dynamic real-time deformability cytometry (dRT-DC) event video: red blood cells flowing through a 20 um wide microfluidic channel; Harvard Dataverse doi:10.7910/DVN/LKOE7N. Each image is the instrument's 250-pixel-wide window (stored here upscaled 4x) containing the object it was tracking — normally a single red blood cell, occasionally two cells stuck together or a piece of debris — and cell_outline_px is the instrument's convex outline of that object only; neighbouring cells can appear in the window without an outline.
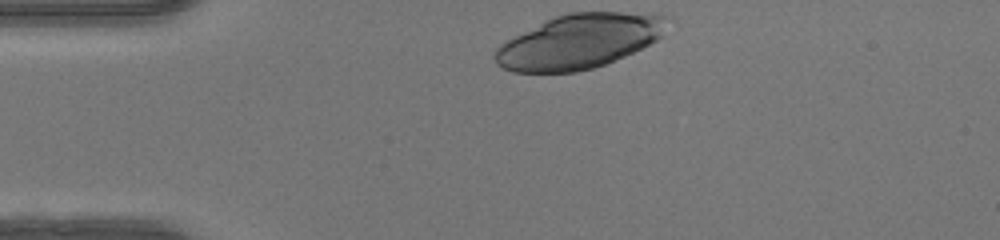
{"species": "human", "species_latin": "Homo sapiens", "temperature_condition": "warm", "stored_images_in_passage": 31, "camera_frame_rate_fps": 3000, "um_per_image_px": 0.085, "donor": {"sex": "female"}, "frame": {"image": 1, "passage_image": 1, "time_ms": 0.0, "image_size_px": [1000, 240], "cell_outline_px": [[676, 20], [664, 36], [624, 56], [604, 64], [592, 68], [576, 72], [512, 72], [496, 64], [492, 56], [496, 48], [500, 44], [552, 16], [568, 12], [652, 12], [672, 16]], "centroid_in_image_um": [49.34, 3.48], "position_along_channel_um": 35.7, "area_um2": 55.55}}